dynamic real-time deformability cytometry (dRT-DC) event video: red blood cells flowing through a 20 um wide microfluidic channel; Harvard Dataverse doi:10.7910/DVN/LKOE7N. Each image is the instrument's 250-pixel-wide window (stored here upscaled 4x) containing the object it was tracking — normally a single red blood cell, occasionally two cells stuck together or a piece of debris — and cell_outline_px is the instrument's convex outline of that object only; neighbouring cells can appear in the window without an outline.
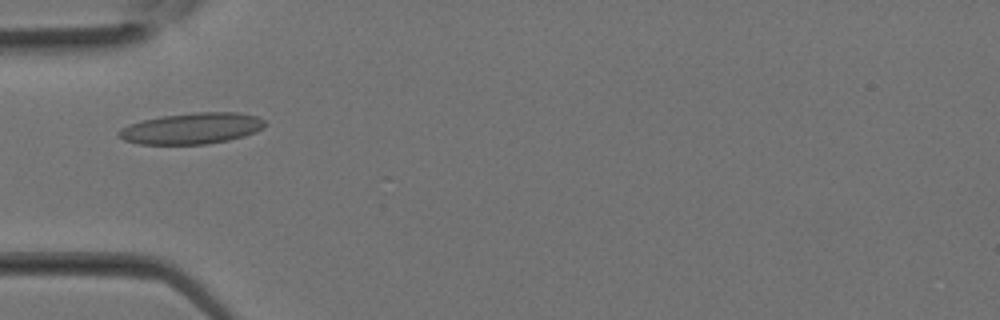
{"species": "Egyptian fruit bat (a non-hibernating species)", "species_latin": "Rousettus aegyptiacus", "temperature_condition": "room temperature", "stored_images_in_passage": 7, "camera_frame_rate_fps": 3000, "um_per_image_px": 0.085, "animal": {"sex": "female"}, "frame": {"image": 1, "passage_image": 2, "time_ms": 0.333, "image_size_px": [1000, 320], "cell_outline_px": [[268, 124], [264, 128], [256, 132], [244, 136], [228, 140], [204, 144], [140, 144], [124, 140], [116, 136], [116, 132], [120, 128], [144, 120], [160, 116], [196, 112], [240, 112], [256, 116], [264, 120]], "centroid_in_image_um": [16.32, 10.91], "position_along_channel_um": 68.7, "area_um2": 26.65}}
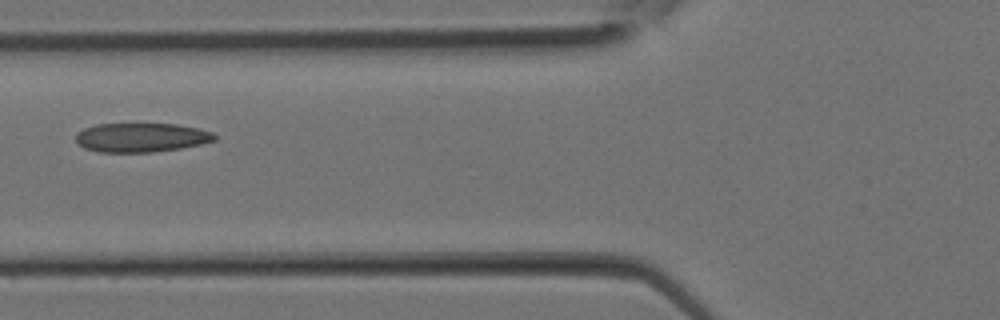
{"frame": {"image": 2, "passage_image": 4, "time_ms": 1.0, "image_size_px": [1000, 320], "cell_outline_px": [[216, 140], [200, 144], [180, 148], [152, 152], [100, 152], [84, 148], [76, 140], [76, 132], [84, 128], [96, 124], [176, 124], [200, 128], [212, 132], [216, 136]], "centroid_in_image_um": [12.01, 11.68], "position_along_channel_um": 113.8, "area_um2": 23.52}}
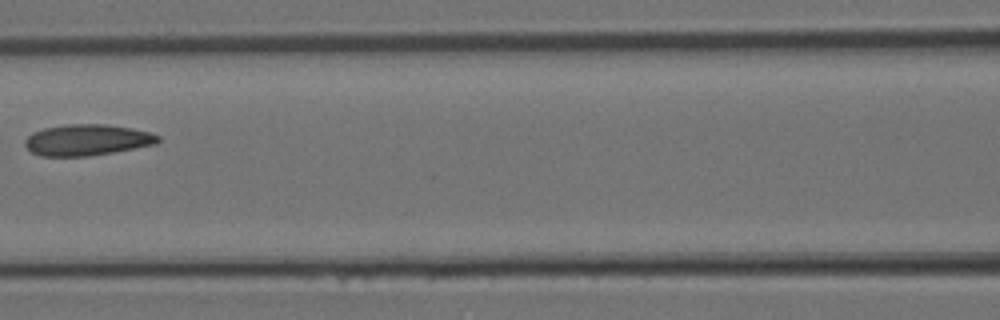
{"frame": {"image": 3, "passage_image": 6, "time_ms": 1.667, "image_size_px": [1000, 320], "cell_outline_px": [[160, 140], [156, 144], [112, 152], [88, 156], [40, 156], [32, 152], [24, 144], [24, 140], [32, 132], [44, 128], [64, 124], [104, 124], [132, 128], [152, 132], [160, 136]], "centroid_in_image_um": [7.4, 11.88], "position_along_channel_um": 159.2, "area_um2": 24.22}}